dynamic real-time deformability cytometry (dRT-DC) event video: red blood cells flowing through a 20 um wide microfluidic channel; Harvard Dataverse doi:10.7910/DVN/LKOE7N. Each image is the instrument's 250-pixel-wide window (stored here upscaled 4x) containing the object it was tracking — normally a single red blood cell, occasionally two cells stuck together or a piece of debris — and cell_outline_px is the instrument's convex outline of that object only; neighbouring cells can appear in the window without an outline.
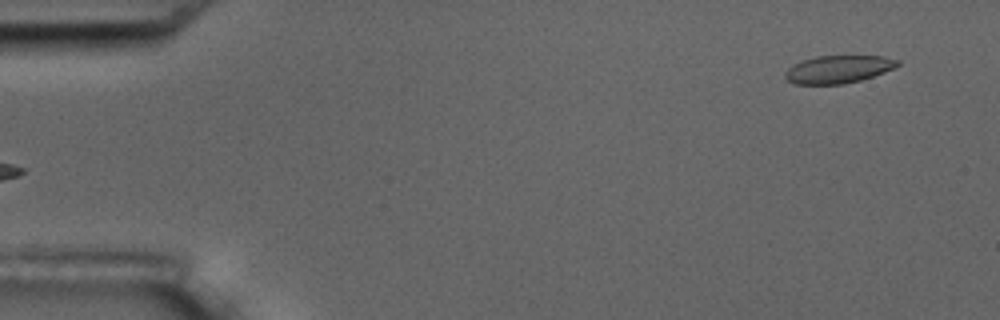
{"species": "common noctule bat (a hibernating species)", "species_latin": "Nyctalus noctula", "temperature_condition": "room temperature", "stored_images_in_passage": 5, "camera_frame_rate_fps": 3000, "um_per_image_px": 0.085, "animal": {"sex": "male", "body_mass_g": 17.5, "forearm_length_mm": 52.3}, "frame": {"image": 1, "passage_image": 5, "time_ms": 5.667, "image_size_px": [1000, 320], "cell_outline_px": [[900, 64], [884, 72], [860, 80], [844, 84], [796, 84], [788, 80], [784, 76], [784, 72], [792, 64], [800, 60], [816, 56], [884, 56], [900, 60]], "centroid_in_image_um": [71.22, 5.88], "position_along_channel_um": 13.8, "area_um2": 18.21}}